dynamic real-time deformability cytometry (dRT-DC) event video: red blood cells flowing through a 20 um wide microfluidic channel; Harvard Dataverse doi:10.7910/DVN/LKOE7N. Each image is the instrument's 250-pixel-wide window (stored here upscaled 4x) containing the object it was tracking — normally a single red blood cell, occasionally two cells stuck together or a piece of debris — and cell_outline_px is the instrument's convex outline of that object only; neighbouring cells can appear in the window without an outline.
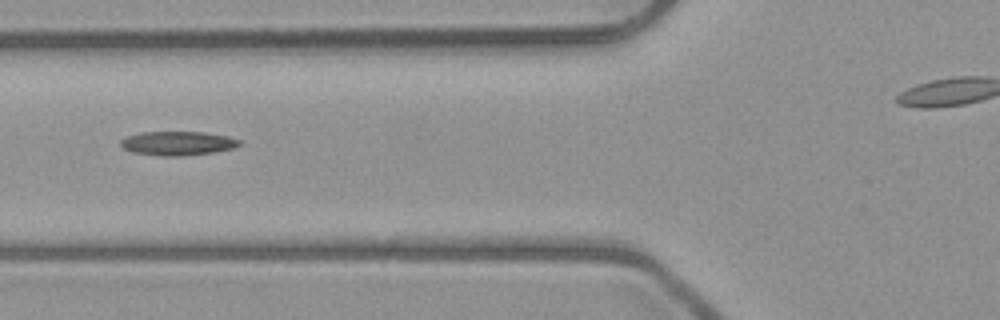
{"species": "common noctule bat (a hibernating species)", "species_latin": "Nyctalus noctula", "temperature_condition": "room temperature", "stored_images_in_passage": 6, "camera_frame_rate_fps": 3000, "um_per_image_px": 0.085, "animal": {"sex": "male", "body_mass_g": 23.1, "forearm_length_mm": 52.7}, "frame": {"image": 1, "passage_image": 6, "time_ms": 6.333, "image_size_px": [1000, 320], "cell_outline_px": [[244, 144], [232, 148], [212, 152], [180, 156], [160, 156], [132, 152], [124, 148], [120, 144], [120, 140], [128, 136], [140, 132], [204, 132], [228, 136], [240, 140]], "centroid_in_image_um": [15.11, 12.17], "position_along_channel_um": 110.7, "area_um2": 16.59}}